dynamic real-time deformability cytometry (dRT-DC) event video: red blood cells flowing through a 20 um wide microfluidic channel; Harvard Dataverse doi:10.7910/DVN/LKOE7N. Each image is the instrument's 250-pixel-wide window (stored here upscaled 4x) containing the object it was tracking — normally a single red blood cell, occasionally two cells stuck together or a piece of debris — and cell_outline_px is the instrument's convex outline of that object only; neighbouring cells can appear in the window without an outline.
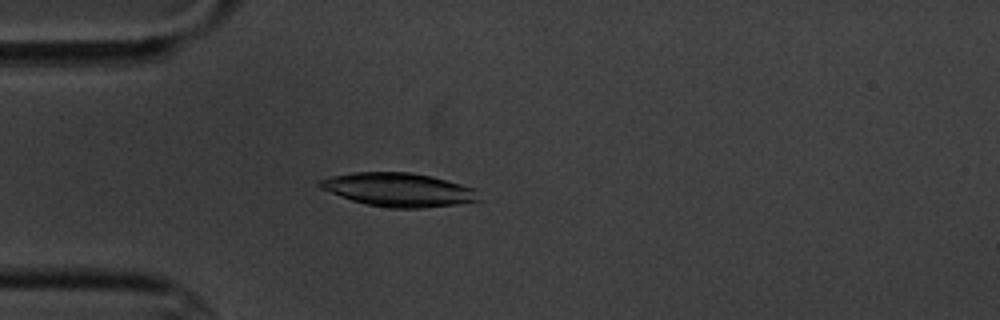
{"species": "common noctule bat (a hibernating species)", "species_latin": "Nyctalus noctula", "temperature_condition": "cold", "stored_images_in_passage": 5, "camera_frame_rate_fps": 3000, "um_per_image_px": 0.085, "animal": {"sex": "male", "body_mass_g": 20.1, "forearm_length_mm": 53.5}, "frame": {"image": 1, "passage_image": 4, "time_ms": 3.667, "image_size_px": [1000, 320], "cell_outline_px": [[480, 200], [456, 204], [424, 208], [388, 208], [368, 204], [352, 200], [340, 196], [320, 188], [316, 184], [316, 180], [328, 176], [352, 172], [412, 172], [432, 176], [476, 188]], "centroid_in_image_um": [33.84, 16.11], "position_along_channel_um": 51.2, "area_um2": 31.39}}